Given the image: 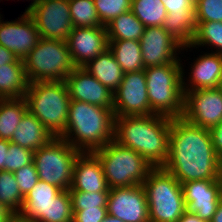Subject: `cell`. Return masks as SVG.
I'll return each instance as SVG.
<instances>
[{
    "instance_id": "cell-41",
    "label": "cell",
    "mask_w": 222,
    "mask_h": 222,
    "mask_svg": "<svg viewBox=\"0 0 222 222\" xmlns=\"http://www.w3.org/2000/svg\"><path fill=\"white\" fill-rule=\"evenodd\" d=\"M5 64H24V62L18 59L13 52L0 45V66Z\"/></svg>"
},
{
    "instance_id": "cell-49",
    "label": "cell",
    "mask_w": 222,
    "mask_h": 222,
    "mask_svg": "<svg viewBox=\"0 0 222 222\" xmlns=\"http://www.w3.org/2000/svg\"><path fill=\"white\" fill-rule=\"evenodd\" d=\"M38 0H33V3H31L28 7H27V9H25V12H28L30 9H31V7L37 2Z\"/></svg>"
},
{
    "instance_id": "cell-42",
    "label": "cell",
    "mask_w": 222,
    "mask_h": 222,
    "mask_svg": "<svg viewBox=\"0 0 222 222\" xmlns=\"http://www.w3.org/2000/svg\"><path fill=\"white\" fill-rule=\"evenodd\" d=\"M9 148V141L0 139V171H6V158Z\"/></svg>"
},
{
    "instance_id": "cell-11",
    "label": "cell",
    "mask_w": 222,
    "mask_h": 222,
    "mask_svg": "<svg viewBox=\"0 0 222 222\" xmlns=\"http://www.w3.org/2000/svg\"><path fill=\"white\" fill-rule=\"evenodd\" d=\"M114 94L115 117L154 115L148 100L145 71L126 72Z\"/></svg>"
},
{
    "instance_id": "cell-32",
    "label": "cell",
    "mask_w": 222,
    "mask_h": 222,
    "mask_svg": "<svg viewBox=\"0 0 222 222\" xmlns=\"http://www.w3.org/2000/svg\"><path fill=\"white\" fill-rule=\"evenodd\" d=\"M24 197L21 195L15 175L10 171H0V202L14 213H19Z\"/></svg>"
},
{
    "instance_id": "cell-40",
    "label": "cell",
    "mask_w": 222,
    "mask_h": 222,
    "mask_svg": "<svg viewBox=\"0 0 222 222\" xmlns=\"http://www.w3.org/2000/svg\"><path fill=\"white\" fill-rule=\"evenodd\" d=\"M212 144L218 158L222 157V122L209 129Z\"/></svg>"
},
{
    "instance_id": "cell-31",
    "label": "cell",
    "mask_w": 222,
    "mask_h": 222,
    "mask_svg": "<svg viewBox=\"0 0 222 222\" xmlns=\"http://www.w3.org/2000/svg\"><path fill=\"white\" fill-rule=\"evenodd\" d=\"M73 27L103 26L93 0H68Z\"/></svg>"
},
{
    "instance_id": "cell-21",
    "label": "cell",
    "mask_w": 222,
    "mask_h": 222,
    "mask_svg": "<svg viewBox=\"0 0 222 222\" xmlns=\"http://www.w3.org/2000/svg\"><path fill=\"white\" fill-rule=\"evenodd\" d=\"M191 65L190 83L183 79V90L194 91L203 88H217L222 83V54L207 53L197 58ZM190 86V87H189Z\"/></svg>"
},
{
    "instance_id": "cell-18",
    "label": "cell",
    "mask_w": 222,
    "mask_h": 222,
    "mask_svg": "<svg viewBox=\"0 0 222 222\" xmlns=\"http://www.w3.org/2000/svg\"><path fill=\"white\" fill-rule=\"evenodd\" d=\"M64 82L71 100L87 102L113 111V92L83 67H75Z\"/></svg>"
},
{
    "instance_id": "cell-12",
    "label": "cell",
    "mask_w": 222,
    "mask_h": 222,
    "mask_svg": "<svg viewBox=\"0 0 222 222\" xmlns=\"http://www.w3.org/2000/svg\"><path fill=\"white\" fill-rule=\"evenodd\" d=\"M182 117L199 127L210 129L222 122V88L184 91Z\"/></svg>"
},
{
    "instance_id": "cell-16",
    "label": "cell",
    "mask_w": 222,
    "mask_h": 222,
    "mask_svg": "<svg viewBox=\"0 0 222 222\" xmlns=\"http://www.w3.org/2000/svg\"><path fill=\"white\" fill-rule=\"evenodd\" d=\"M186 211L210 222L222 197L218 180H194L181 184Z\"/></svg>"
},
{
    "instance_id": "cell-1",
    "label": "cell",
    "mask_w": 222,
    "mask_h": 222,
    "mask_svg": "<svg viewBox=\"0 0 222 222\" xmlns=\"http://www.w3.org/2000/svg\"><path fill=\"white\" fill-rule=\"evenodd\" d=\"M219 158L209 129L183 117L171 118L169 155L163 168L180 184L194 180H218Z\"/></svg>"
},
{
    "instance_id": "cell-7",
    "label": "cell",
    "mask_w": 222,
    "mask_h": 222,
    "mask_svg": "<svg viewBox=\"0 0 222 222\" xmlns=\"http://www.w3.org/2000/svg\"><path fill=\"white\" fill-rule=\"evenodd\" d=\"M101 162L109 189L143 184L154 168L144 157L115 140L93 152Z\"/></svg>"
},
{
    "instance_id": "cell-5",
    "label": "cell",
    "mask_w": 222,
    "mask_h": 222,
    "mask_svg": "<svg viewBox=\"0 0 222 222\" xmlns=\"http://www.w3.org/2000/svg\"><path fill=\"white\" fill-rule=\"evenodd\" d=\"M180 62L144 68L148 100L154 114L182 117L185 93ZM183 69V70H182Z\"/></svg>"
},
{
    "instance_id": "cell-44",
    "label": "cell",
    "mask_w": 222,
    "mask_h": 222,
    "mask_svg": "<svg viewBox=\"0 0 222 222\" xmlns=\"http://www.w3.org/2000/svg\"><path fill=\"white\" fill-rule=\"evenodd\" d=\"M13 214L10 208L0 202V222H6Z\"/></svg>"
},
{
    "instance_id": "cell-30",
    "label": "cell",
    "mask_w": 222,
    "mask_h": 222,
    "mask_svg": "<svg viewBox=\"0 0 222 222\" xmlns=\"http://www.w3.org/2000/svg\"><path fill=\"white\" fill-rule=\"evenodd\" d=\"M194 39L190 45L183 46L182 49L196 46L216 47L215 53L222 54V22H196Z\"/></svg>"
},
{
    "instance_id": "cell-9",
    "label": "cell",
    "mask_w": 222,
    "mask_h": 222,
    "mask_svg": "<svg viewBox=\"0 0 222 222\" xmlns=\"http://www.w3.org/2000/svg\"><path fill=\"white\" fill-rule=\"evenodd\" d=\"M81 152L66 140L54 137L47 145L33 153L39 180L69 190L73 181L75 160Z\"/></svg>"
},
{
    "instance_id": "cell-33",
    "label": "cell",
    "mask_w": 222,
    "mask_h": 222,
    "mask_svg": "<svg viewBox=\"0 0 222 222\" xmlns=\"http://www.w3.org/2000/svg\"><path fill=\"white\" fill-rule=\"evenodd\" d=\"M73 207L69 190H63L50 202L48 217L39 222H73Z\"/></svg>"
},
{
    "instance_id": "cell-43",
    "label": "cell",
    "mask_w": 222,
    "mask_h": 222,
    "mask_svg": "<svg viewBox=\"0 0 222 222\" xmlns=\"http://www.w3.org/2000/svg\"><path fill=\"white\" fill-rule=\"evenodd\" d=\"M177 222H207L201 219L198 215L186 211Z\"/></svg>"
},
{
    "instance_id": "cell-46",
    "label": "cell",
    "mask_w": 222,
    "mask_h": 222,
    "mask_svg": "<svg viewBox=\"0 0 222 222\" xmlns=\"http://www.w3.org/2000/svg\"><path fill=\"white\" fill-rule=\"evenodd\" d=\"M6 222H34L33 220L22 217L19 213H14Z\"/></svg>"
},
{
    "instance_id": "cell-14",
    "label": "cell",
    "mask_w": 222,
    "mask_h": 222,
    "mask_svg": "<svg viewBox=\"0 0 222 222\" xmlns=\"http://www.w3.org/2000/svg\"><path fill=\"white\" fill-rule=\"evenodd\" d=\"M75 67H83L108 49L106 26L73 27L66 40Z\"/></svg>"
},
{
    "instance_id": "cell-2",
    "label": "cell",
    "mask_w": 222,
    "mask_h": 222,
    "mask_svg": "<svg viewBox=\"0 0 222 222\" xmlns=\"http://www.w3.org/2000/svg\"><path fill=\"white\" fill-rule=\"evenodd\" d=\"M170 130L171 118L163 115L115 117L114 140L153 167H163L169 155Z\"/></svg>"
},
{
    "instance_id": "cell-27",
    "label": "cell",
    "mask_w": 222,
    "mask_h": 222,
    "mask_svg": "<svg viewBox=\"0 0 222 222\" xmlns=\"http://www.w3.org/2000/svg\"><path fill=\"white\" fill-rule=\"evenodd\" d=\"M145 28L132 11L120 14L106 25L108 40L139 41Z\"/></svg>"
},
{
    "instance_id": "cell-34",
    "label": "cell",
    "mask_w": 222,
    "mask_h": 222,
    "mask_svg": "<svg viewBox=\"0 0 222 222\" xmlns=\"http://www.w3.org/2000/svg\"><path fill=\"white\" fill-rule=\"evenodd\" d=\"M93 2L103 26L120 14L131 11L132 0H93Z\"/></svg>"
},
{
    "instance_id": "cell-8",
    "label": "cell",
    "mask_w": 222,
    "mask_h": 222,
    "mask_svg": "<svg viewBox=\"0 0 222 222\" xmlns=\"http://www.w3.org/2000/svg\"><path fill=\"white\" fill-rule=\"evenodd\" d=\"M23 62L28 83L64 81L75 68L66 41L45 38Z\"/></svg>"
},
{
    "instance_id": "cell-15",
    "label": "cell",
    "mask_w": 222,
    "mask_h": 222,
    "mask_svg": "<svg viewBox=\"0 0 222 222\" xmlns=\"http://www.w3.org/2000/svg\"><path fill=\"white\" fill-rule=\"evenodd\" d=\"M139 42L145 68L180 61L176 52L183 46L163 26L146 27Z\"/></svg>"
},
{
    "instance_id": "cell-22",
    "label": "cell",
    "mask_w": 222,
    "mask_h": 222,
    "mask_svg": "<svg viewBox=\"0 0 222 222\" xmlns=\"http://www.w3.org/2000/svg\"><path fill=\"white\" fill-rule=\"evenodd\" d=\"M62 191L57 186L39 180L24 197L19 214L24 218L39 222L43 217H48L50 202Z\"/></svg>"
},
{
    "instance_id": "cell-4",
    "label": "cell",
    "mask_w": 222,
    "mask_h": 222,
    "mask_svg": "<svg viewBox=\"0 0 222 222\" xmlns=\"http://www.w3.org/2000/svg\"><path fill=\"white\" fill-rule=\"evenodd\" d=\"M25 100L28 111L53 137H61L64 134L71 100L64 81L29 83Z\"/></svg>"
},
{
    "instance_id": "cell-13",
    "label": "cell",
    "mask_w": 222,
    "mask_h": 222,
    "mask_svg": "<svg viewBox=\"0 0 222 222\" xmlns=\"http://www.w3.org/2000/svg\"><path fill=\"white\" fill-rule=\"evenodd\" d=\"M106 208L108 215L124 222H150L142 184L110 189Z\"/></svg>"
},
{
    "instance_id": "cell-35",
    "label": "cell",
    "mask_w": 222,
    "mask_h": 222,
    "mask_svg": "<svg viewBox=\"0 0 222 222\" xmlns=\"http://www.w3.org/2000/svg\"><path fill=\"white\" fill-rule=\"evenodd\" d=\"M73 210L106 208L109 192L69 191Z\"/></svg>"
},
{
    "instance_id": "cell-24",
    "label": "cell",
    "mask_w": 222,
    "mask_h": 222,
    "mask_svg": "<svg viewBox=\"0 0 222 222\" xmlns=\"http://www.w3.org/2000/svg\"><path fill=\"white\" fill-rule=\"evenodd\" d=\"M83 68L113 93L120 86L124 75L109 48L89 61Z\"/></svg>"
},
{
    "instance_id": "cell-37",
    "label": "cell",
    "mask_w": 222,
    "mask_h": 222,
    "mask_svg": "<svg viewBox=\"0 0 222 222\" xmlns=\"http://www.w3.org/2000/svg\"><path fill=\"white\" fill-rule=\"evenodd\" d=\"M34 151L21 147L9 141V148L6 158V171L15 172L18 169L33 162Z\"/></svg>"
},
{
    "instance_id": "cell-6",
    "label": "cell",
    "mask_w": 222,
    "mask_h": 222,
    "mask_svg": "<svg viewBox=\"0 0 222 222\" xmlns=\"http://www.w3.org/2000/svg\"><path fill=\"white\" fill-rule=\"evenodd\" d=\"M142 185L150 222H177L186 212L180 182L163 167H154Z\"/></svg>"
},
{
    "instance_id": "cell-17",
    "label": "cell",
    "mask_w": 222,
    "mask_h": 222,
    "mask_svg": "<svg viewBox=\"0 0 222 222\" xmlns=\"http://www.w3.org/2000/svg\"><path fill=\"white\" fill-rule=\"evenodd\" d=\"M40 34L32 17L27 13L17 21L0 20V45L23 60L37 45Z\"/></svg>"
},
{
    "instance_id": "cell-3",
    "label": "cell",
    "mask_w": 222,
    "mask_h": 222,
    "mask_svg": "<svg viewBox=\"0 0 222 222\" xmlns=\"http://www.w3.org/2000/svg\"><path fill=\"white\" fill-rule=\"evenodd\" d=\"M68 114L67 127L60 138L76 150L93 153L114 140L115 115L111 109L70 100Z\"/></svg>"
},
{
    "instance_id": "cell-10",
    "label": "cell",
    "mask_w": 222,
    "mask_h": 222,
    "mask_svg": "<svg viewBox=\"0 0 222 222\" xmlns=\"http://www.w3.org/2000/svg\"><path fill=\"white\" fill-rule=\"evenodd\" d=\"M27 13L32 17L40 38L66 41L72 32L68 0H38Z\"/></svg>"
},
{
    "instance_id": "cell-29",
    "label": "cell",
    "mask_w": 222,
    "mask_h": 222,
    "mask_svg": "<svg viewBox=\"0 0 222 222\" xmlns=\"http://www.w3.org/2000/svg\"><path fill=\"white\" fill-rule=\"evenodd\" d=\"M131 11L145 27L163 26L167 16L161 0H132Z\"/></svg>"
},
{
    "instance_id": "cell-36",
    "label": "cell",
    "mask_w": 222,
    "mask_h": 222,
    "mask_svg": "<svg viewBox=\"0 0 222 222\" xmlns=\"http://www.w3.org/2000/svg\"><path fill=\"white\" fill-rule=\"evenodd\" d=\"M196 22H222V0H196Z\"/></svg>"
},
{
    "instance_id": "cell-39",
    "label": "cell",
    "mask_w": 222,
    "mask_h": 222,
    "mask_svg": "<svg viewBox=\"0 0 222 222\" xmlns=\"http://www.w3.org/2000/svg\"><path fill=\"white\" fill-rule=\"evenodd\" d=\"M73 222H102L108 215L107 208L73 210Z\"/></svg>"
},
{
    "instance_id": "cell-28",
    "label": "cell",
    "mask_w": 222,
    "mask_h": 222,
    "mask_svg": "<svg viewBox=\"0 0 222 222\" xmlns=\"http://www.w3.org/2000/svg\"><path fill=\"white\" fill-rule=\"evenodd\" d=\"M28 110L25 98L0 99V139L10 141L15 129Z\"/></svg>"
},
{
    "instance_id": "cell-23",
    "label": "cell",
    "mask_w": 222,
    "mask_h": 222,
    "mask_svg": "<svg viewBox=\"0 0 222 222\" xmlns=\"http://www.w3.org/2000/svg\"><path fill=\"white\" fill-rule=\"evenodd\" d=\"M53 138L44 125L27 110L15 129L10 142L35 151L47 145Z\"/></svg>"
},
{
    "instance_id": "cell-47",
    "label": "cell",
    "mask_w": 222,
    "mask_h": 222,
    "mask_svg": "<svg viewBox=\"0 0 222 222\" xmlns=\"http://www.w3.org/2000/svg\"><path fill=\"white\" fill-rule=\"evenodd\" d=\"M218 181L222 187V157L219 158V167H218Z\"/></svg>"
},
{
    "instance_id": "cell-38",
    "label": "cell",
    "mask_w": 222,
    "mask_h": 222,
    "mask_svg": "<svg viewBox=\"0 0 222 222\" xmlns=\"http://www.w3.org/2000/svg\"><path fill=\"white\" fill-rule=\"evenodd\" d=\"M21 195L25 197L39 181L34 162L14 172Z\"/></svg>"
},
{
    "instance_id": "cell-26",
    "label": "cell",
    "mask_w": 222,
    "mask_h": 222,
    "mask_svg": "<svg viewBox=\"0 0 222 222\" xmlns=\"http://www.w3.org/2000/svg\"><path fill=\"white\" fill-rule=\"evenodd\" d=\"M108 48L124 73L144 70L139 41L108 40Z\"/></svg>"
},
{
    "instance_id": "cell-20",
    "label": "cell",
    "mask_w": 222,
    "mask_h": 222,
    "mask_svg": "<svg viewBox=\"0 0 222 222\" xmlns=\"http://www.w3.org/2000/svg\"><path fill=\"white\" fill-rule=\"evenodd\" d=\"M69 191L110 192L101 162L94 153L81 152L76 158Z\"/></svg>"
},
{
    "instance_id": "cell-48",
    "label": "cell",
    "mask_w": 222,
    "mask_h": 222,
    "mask_svg": "<svg viewBox=\"0 0 222 222\" xmlns=\"http://www.w3.org/2000/svg\"><path fill=\"white\" fill-rule=\"evenodd\" d=\"M102 222H124L118 218H115L113 216L107 215L106 218Z\"/></svg>"
},
{
    "instance_id": "cell-25",
    "label": "cell",
    "mask_w": 222,
    "mask_h": 222,
    "mask_svg": "<svg viewBox=\"0 0 222 222\" xmlns=\"http://www.w3.org/2000/svg\"><path fill=\"white\" fill-rule=\"evenodd\" d=\"M28 84L24 64L0 66V99L25 98Z\"/></svg>"
},
{
    "instance_id": "cell-19",
    "label": "cell",
    "mask_w": 222,
    "mask_h": 222,
    "mask_svg": "<svg viewBox=\"0 0 222 222\" xmlns=\"http://www.w3.org/2000/svg\"><path fill=\"white\" fill-rule=\"evenodd\" d=\"M167 16L163 29L182 46L190 45L196 30L194 0H161Z\"/></svg>"
},
{
    "instance_id": "cell-45",
    "label": "cell",
    "mask_w": 222,
    "mask_h": 222,
    "mask_svg": "<svg viewBox=\"0 0 222 222\" xmlns=\"http://www.w3.org/2000/svg\"><path fill=\"white\" fill-rule=\"evenodd\" d=\"M210 222H222V197L218 204L217 210Z\"/></svg>"
}]
</instances>
